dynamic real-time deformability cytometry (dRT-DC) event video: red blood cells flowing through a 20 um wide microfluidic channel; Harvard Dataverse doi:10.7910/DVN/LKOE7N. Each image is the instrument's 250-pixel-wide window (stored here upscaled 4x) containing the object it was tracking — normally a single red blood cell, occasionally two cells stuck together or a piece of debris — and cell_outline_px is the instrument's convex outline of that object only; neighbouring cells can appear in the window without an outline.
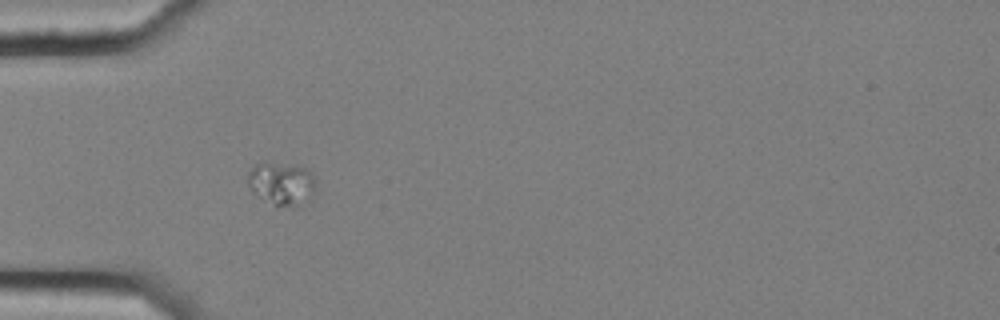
{"species": "common noctule bat (a hibernating species)", "species_latin": "Nyctalus noctula", "temperature_condition": "cold", "stored_images_in_passage": 6, "camera_frame_rate_fps": 3000, "um_per_image_px": 0.085, "animal": {"sex": "female", "body_mass_g": 25.1}, "frame": {"image": 1, "passage_image": 3, "time_ms": 0.667, "image_size_px": [1000, 320], "cell_outline_px": [[316, 188], [292, 208], [276, 208], [260, 196], [248, 184], [248, 172], [256, 164], [272, 164], [304, 168], [316, 180]], "centroid_in_image_um": [23.91, 15.65], "position_along_channel_um": 61.1, "area_um2": 16.07}}